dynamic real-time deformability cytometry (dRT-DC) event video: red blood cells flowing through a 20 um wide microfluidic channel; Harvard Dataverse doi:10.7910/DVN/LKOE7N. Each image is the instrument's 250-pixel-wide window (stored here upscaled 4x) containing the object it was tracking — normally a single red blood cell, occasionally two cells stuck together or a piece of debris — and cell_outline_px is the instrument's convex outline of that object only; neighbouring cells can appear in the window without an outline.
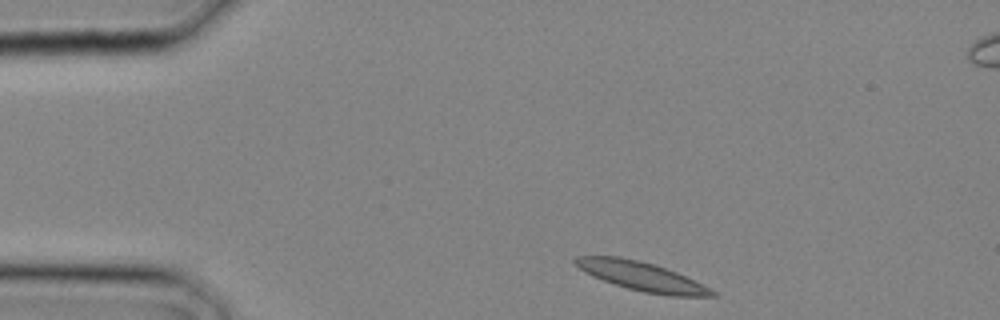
{"species": "common noctule bat (a hibernating species)", "species_latin": "Nyctalus noctula", "temperature_condition": "cold", "stored_images_in_passage": 3, "camera_frame_rate_fps": 3000, "um_per_image_px": 0.085, "animal": {"sex": "male", "body_mass_g": 20.4}, "frame": {"image": 1, "passage_image": 1, "time_ms": 0.0, "image_size_px": [1000, 320], "cell_outline_px": [[720, 296], [668, 296], [644, 292], [628, 288], [592, 276], [584, 272], [572, 260], [576, 256], [620, 256], [640, 260], [676, 272], [716, 292]], "centroid_in_image_um": [54.5, 23.48], "position_along_channel_um": 30.5, "area_um2": 22.66}}